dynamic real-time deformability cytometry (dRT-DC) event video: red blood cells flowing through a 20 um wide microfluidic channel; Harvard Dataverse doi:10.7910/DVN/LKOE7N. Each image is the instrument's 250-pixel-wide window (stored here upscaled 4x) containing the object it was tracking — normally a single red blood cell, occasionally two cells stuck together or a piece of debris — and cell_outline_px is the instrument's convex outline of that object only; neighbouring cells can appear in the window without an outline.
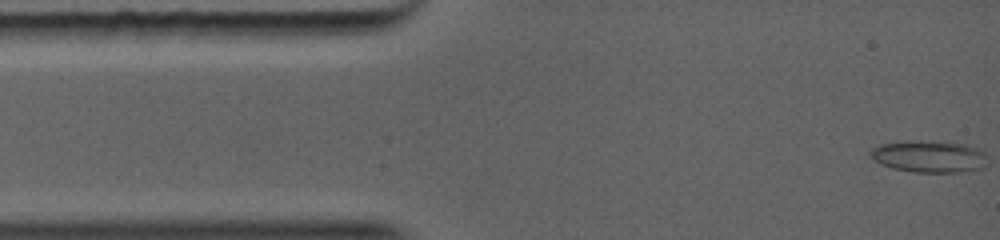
{"species": "common noctule bat (a hibernating species)", "species_latin": "Nyctalus noctula", "temperature_condition": "warm", "stored_images_in_passage": 8, "camera_frame_rate_fps": 5000, "um_per_image_px": 0.085, "animal": {"sex": "female", "body_mass_g": 19.0, "forearm_length_mm": 56.7}, "frame": {"image": 1, "passage_image": 1, "time_ms": 0.0, "image_size_px": [1000, 240], "cell_outline_px": [[984, 156], [980, 168], [964, 172], [912, 172], [892, 168], [880, 164], [872, 160], [868, 156], [868, 152], [876, 148], [888, 144], [944, 144], [968, 148], [984, 152]], "centroid_in_image_um": [78.85, 13.41], "position_along_channel_um": 6.1, "area_um2": 19.59}}
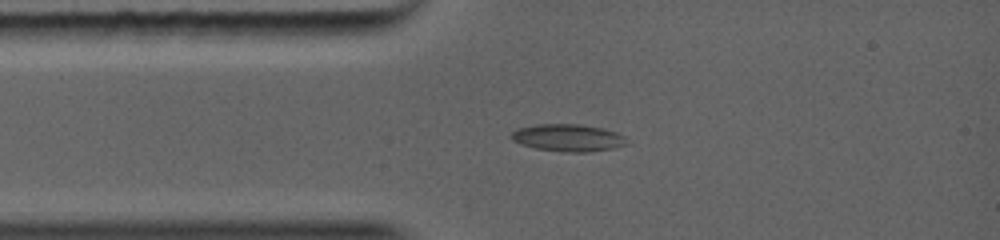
{"frame": {"image": 2, "passage_image": 7, "time_ms": 2.0, "image_size_px": [1000, 240], "cell_outline_px": [[624, 144], [616, 148], [592, 152], [564, 152], [536, 148], [520, 144], [512, 136], [520, 128], [544, 124], [568, 124], [596, 128], [612, 132]], "centroid_in_image_um": [48.21, 11.75], "position_along_channel_um": 36.8, "area_um2": 17.05}}